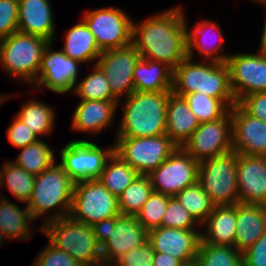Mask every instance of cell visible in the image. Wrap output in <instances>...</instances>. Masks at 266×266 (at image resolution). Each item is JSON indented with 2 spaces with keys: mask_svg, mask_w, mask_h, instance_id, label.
<instances>
[{
  "mask_svg": "<svg viewBox=\"0 0 266 266\" xmlns=\"http://www.w3.org/2000/svg\"><path fill=\"white\" fill-rule=\"evenodd\" d=\"M140 57L133 43L103 51L98 57L96 64L108 79L110 90L119 103L122 95L125 99L135 91L133 70Z\"/></svg>",
  "mask_w": 266,
  "mask_h": 266,
  "instance_id": "14",
  "label": "cell"
},
{
  "mask_svg": "<svg viewBox=\"0 0 266 266\" xmlns=\"http://www.w3.org/2000/svg\"><path fill=\"white\" fill-rule=\"evenodd\" d=\"M230 112L233 150L237 154L266 156V123L247 114L237 103Z\"/></svg>",
  "mask_w": 266,
  "mask_h": 266,
  "instance_id": "19",
  "label": "cell"
},
{
  "mask_svg": "<svg viewBox=\"0 0 266 266\" xmlns=\"http://www.w3.org/2000/svg\"><path fill=\"white\" fill-rule=\"evenodd\" d=\"M170 198L168 195L153 191L136 214L138 221L143 224L147 231L161 227L162 217L166 212Z\"/></svg>",
  "mask_w": 266,
  "mask_h": 266,
  "instance_id": "39",
  "label": "cell"
},
{
  "mask_svg": "<svg viewBox=\"0 0 266 266\" xmlns=\"http://www.w3.org/2000/svg\"><path fill=\"white\" fill-rule=\"evenodd\" d=\"M49 43L40 36L17 31L0 40V64L10 77L21 78V83L33 86Z\"/></svg>",
  "mask_w": 266,
  "mask_h": 266,
  "instance_id": "6",
  "label": "cell"
},
{
  "mask_svg": "<svg viewBox=\"0 0 266 266\" xmlns=\"http://www.w3.org/2000/svg\"><path fill=\"white\" fill-rule=\"evenodd\" d=\"M20 149L13 162L30 174L37 176L55 163V151L42 139Z\"/></svg>",
  "mask_w": 266,
  "mask_h": 266,
  "instance_id": "32",
  "label": "cell"
},
{
  "mask_svg": "<svg viewBox=\"0 0 266 266\" xmlns=\"http://www.w3.org/2000/svg\"><path fill=\"white\" fill-rule=\"evenodd\" d=\"M154 250L149 241L129 250L117 259L111 266H153Z\"/></svg>",
  "mask_w": 266,
  "mask_h": 266,
  "instance_id": "43",
  "label": "cell"
},
{
  "mask_svg": "<svg viewBox=\"0 0 266 266\" xmlns=\"http://www.w3.org/2000/svg\"><path fill=\"white\" fill-rule=\"evenodd\" d=\"M243 266H266V232L242 253Z\"/></svg>",
  "mask_w": 266,
  "mask_h": 266,
  "instance_id": "46",
  "label": "cell"
},
{
  "mask_svg": "<svg viewBox=\"0 0 266 266\" xmlns=\"http://www.w3.org/2000/svg\"><path fill=\"white\" fill-rule=\"evenodd\" d=\"M198 182L215 206L239 203L237 153L232 150L199 162Z\"/></svg>",
  "mask_w": 266,
  "mask_h": 266,
  "instance_id": "7",
  "label": "cell"
},
{
  "mask_svg": "<svg viewBox=\"0 0 266 266\" xmlns=\"http://www.w3.org/2000/svg\"><path fill=\"white\" fill-rule=\"evenodd\" d=\"M182 148L198 162L232 151L230 110L220 119L199 124Z\"/></svg>",
  "mask_w": 266,
  "mask_h": 266,
  "instance_id": "13",
  "label": "cell"
},
{
  "mask_svg": "<svg viewBox=\"0 0 266 266\" xmlns=\"http://www.w3.org/2000/svg\"><path fill=\"white\" fill-rule=\"evenodd\" d=\"M175 198L200 225L208 218L215 207L198 181L185 187Z\"/></svg>",
  "mask_w": 266,
  "mask_h": 266,
  "instance_id": "36",
  "label": "cell"
},
{
  "mask_svg": "<svg viewBox=\"0 0 266 266\" xmlns=\"http://www.w3.org/2000/svg\"><path fill=\"white\" fill-rule=\"evenodd\" d=\"M56 113L53 108L41 100L27 101L16 114V117L40 139L52 133L55 126ZM41 136V137H40Z\"/></svg>",
  "mask_w": 266,
  "mask_h": 266,
  "instance_id": "30",
  "label": "cell"
},
{
  "mask_svg": "<svg viewBox=\"0 0 266 266\" xmlns=\"http://www.w3.org/2000/svg\"><path fill=\"white\" fill-rule=\"evenodd\" d=\"M60 162L64 171L75 182L98 179L108 159L114 153L112 146L102 148L86 139H76L60 150Z\"/></svg>",
  "mask_w": 266,
  "mask_h": 266,
  "instance_id": "10",
  "label": "cell"
},
{
  "mask_svg": "<svg viewBox=\"0 0 266 266\" xmlns=\"http://www.w3.org/2000/svg\"><path fill=\"white\" fill-rule=\"evenodd\" d=\"M198 166V161L182 147H177L148 177L155 192L175 197L185 187L198 181Z\"/></svg>",
  "mask_w": 266,
  "mask_h": 266,
  "instance_id": "12",
  "label": "cell"
},
{
  "mask_svg": "<svg viewBox=\"0 0 266 266\" xmlns=\"http://www.w3.org/2000/svg\"><path fill=\"white\" fill-rule=\"evenodd\" d=\"M137 92L172 91L173 69L167 64L140 57L133 70Z\"/></svg>",
  "mask_w": 266,
  "mask_h": 266,
  "instance_id": "27",
  "label": "cell"
},
{
  "mask_svg": "<svg viewBox=\"0 0 266 266\" xmlns=\"http://www.w3.org/2000/svg\"><path fill=\"white\" fill-rule=\"evenodd\" d=\"M172 92L181 97L196 92L204 93L221 100L229 109L237 103L225 62H193L186 57L173 70Z\"/></svg>",
  "mask_w": 266,
  "mask_h": 266,
  "instance_id": "2",
  "label": "cell"
},
{
  "mask_svg": "<svg viewBox=\"0 0 266 266\" xmlns=\"http://www.w3.org/2000/svg\"><path fill=\"white\" fill-rule=\"evenodd\" d=\"M6 134L11 146L17 147L18 149L26 147L39 139L27 125L16 116L11 125H9Z\"/></svg>",
  "mask_w": 266,
  "mask_h": 266,
  "instance_id": "44",
  "label": "cell"
},
{
  "mask_svg": "<svg viewBox=\"0 0 266 266\" xmlns=\"http://www.w3.org/2000/svg\"><path fill=\"white\" fill-rule=\"evenodd\" d=\"M252 1H254V3H260V4H264V5H266V0H252Z\"/></svg>",
  "mask_w": 266,
  "mask_h": 266,
  "instance_id": "52",
  "label": "cell"
},
{
  "mask_svg": "<svg viewBox=\"0 0 266 266\" xmlns=\"http://www.w3.org/2000/svg\"><path fill=\"white\" fill-rule=\"evenodd\" d=\"M199 266H243L242 253L235 247L200 242L196 256Z\"/></svg>",
  "mask_w": 266,
  "mask_h": 266,
  "instance_id": "37",
  "label": "cell"
},
{
  "mask_svg": "<svg viewBox=\"0 0 266 266\" xmlns=\"http://www.w3.org/2000/svg\"><path fill=\"white\" fill-rule=\"evenodd\" d=\"M147 241L148 231L136 216L111 217L109 238L101 246L103 263L111 266L129 250L137 248Z\"/></svg>",
  "mask_w": 266,
  "mask_h": 266,
  "instance_id": "17",
  "label": "cell"
},
{
  "mask_svg": "<svg viewBox=\"0 0 266 266\" xmlns=\"http://www.w3.org/2000/svg\"><path fill=\"white\" fill-rule=\"evenodd\" d=\"M167 134L154 137H116L114 153L134 168L139 175L148 176L176 149Z\"/></svg>",
  "mask_w": 266,
  "mask_h": 266,
  "instance_id": "8",
  "label": "cell"
},
{
  "mask_svg": "<svg viewBox=\"0 0 266 266\" xmlns=\"http://www.w3.org/2000/svg\"><path fill=\"white\" fill-rule=\"evenodd\" d=\"M32 266H82L64 250L50 242L37 254Z\"/></svg>",
  "mask_w": 266,
  "mask_h": 266,
  "instance_id": "41",
  "label": "cell"
},
{
  "mask_svg": "<svg viewBox=\"0 0 266 266\" xmlns=\"http://www.w3.org/2000/svg\"><path fill=\"white\" fill-rule=\"evenodd\" d=\"M11 97V94H10V96H9V94L8 95H6V94H0V105L1 104H3V102L4 101H6L7 99H9Z\"/></svg>",
  "mask_w": 266,
  "mask_h": 266,
  "instance_id": "50",
  "label": "cell"
},
{
  "mask_svg": "<svg viewBox=\"0 0 266 266\" xmlns=\"http://www.w3.org/2000/svg\"><path fill=\"white\" fill-rule=\"evenodd\" d=\"M184 264L172 255L163 253H154L153 266H183Z\"/></svg>",
  "mask_w": 266,
  "mask_h": 266,
  "instance_id": "48",
  "label": "cell"
},
{
  "mask_svg": "<svg viewBox=\"0 0 266 266\" xmlns=\"http://www.w3.org/2000/svg\"><path fill=\"white\" fill-rule=\"evenodd\" d=\"M161 226L175 229H198V227H201L175 197H171L168 201Z\"/></svg>",
  "mask_w": 266,
  "mask_h": 266,
  "instance_id": "40",
  "label": "cell"
},
{
  "mask_svg": "<svg viewBox=\"0 0 266 266\" xmlns=\"http://www.w3.org/2000/svg\"><path fill=\"white\" fill-rule=\"evenodd\" d=\"M18 31V0H0V40Z\"/></svg>",
  "mask_w": 266,
  "mask_h": 266,
  "instance_id": "42",
  "label": "cell"
},
{
  "mask_svg": "<svg viewBox=\"0 0 266 266\" xmlns=\"http://www.w3.org/2000/svg\"><path fill=\"white\" fill-rule=\"evenodd\" d=\"M52 42L46 47L43 55L38 79L34 84L54 93H71L78 81L79 61L65 55L61 50H53Z\"/></svg>",
  "mask_w": 266,
  "mask_h": 266,
  "instance_id": "16",
  "label": "cell"
},
{
  "mask_svg": "<svg viewBox=\"0 0 266 266\" xmlns=\"http://www.w3.org/2000/svg\"><path fill=\"white\" fill-rule=\"evenodd\" d=\"M2 168L0 166V186H7L16 200L27 204L32 195L36 176L11 161H6Z\"/></svg>",
  "mask_w": 266,
  "mask_h": 266,
  "instance_id": "33",
  "label": "cell"
},
{
  "mask_svg": "<svg viewBox=\"0 0 266 266\" xmlns=\"http://www.w3.org/2000/svg\"><path fill=\"white\" fill-rule=\"evenodd\" d=\"M239 203L266 206V156L237 154Z\"/></svg>",
  "mask_w": 266,
  "mask_h": 266,
  "instance_id": "20",
  "label": "cell"
},
{
  "mask_svg": "<svg viewBox=\"0 0 266 266\" xmlns=\"http://www.w3.org/2000/svg\"><path fill=\"white\" fill-rule=\"evenodd\" d=\"M75 182L59 163H54L36 176L27 208L34 220L47 222L67 217L72 207ZM51 214L48 216L47 212ZM47 215L46 217L44 215Z\"/></svg>",
  "mask_w": 266,
  "mask_h": 266,
  "instance_id": "4",
  "label": "cell"
},
{
  "mask_svg": "<svg viewBox=\"0 0 266 266\" xmlns=\"http://www.w3.org/2000/svg\"><path fill=\"white\" fill-rule=\"evenodd\" d=\"M199 229H175L158 227L148 231V241L154 252L170 254L183 264L196 260L201 242Z\"/></svg>",
  "mask_w": 266,
  "mask_h": 266,
  "instance_id": "18",
  "label": "cell"
},
{
  "mask_svg": "<svg viewBox=\"0 0 266 266\" xmlns=\"http://www.w3.org/2000/svg\"><path fill=\"white\" fill-rule=\"evenodd\" d=\"M83 15L101 52L132 43L133 20L121 8L103 7Z\"/></svg>",
  "mask_w": 266,
  "mask_h": 266,
  "instance_id": "11",
  "label": "cell"
},
{
  "mask_svg": "<svg viewBox=\"0 0 266 266\" xmlns=\"http://www.w3.org/2000/svg\"><path fill=\"white\" fill-rule=\"evenodd\" d=\"M119 215L118 197L111 194L98 179L75 183L69 214L73 220L92 226Z\"/></svg>",
  "mask_w": 266,
  "mask_h": 266,
  "instance_id": "9",
  "label": "cell"
},
{
  "mask_svg": "<svg viewBox=\"0 0 266 266\" xmlns=\"http://www.w3.org/2000/svg\"><path fill=\"white\" fill-rule=\"evenodd\" d=\"M183 97L200 124L220 119L230 110L221 100L204 93L196 92Z\"/></svg>",
  "mask_w": 266,
  "mask_h": 266,
  "instance_id": "38",
  "label": "cell"
},
{
  "mask_svg": "<svg viewBox=\"0 0 266 266\" xmlns=\"http://www.w3.org/2000/svg\"><path fill=\"white\" fill-rule=\"evenodd\" d=\"M183 266H199V265L197 264L196 261H194V262L189 263V264H184Z\"/></svg>",
  "mask_w": 266,
  "mask_h": 266,
  "instance_id": "53",
  "label": "cell"
},
{
  "mask_svg": "<svg viewBox=\"0 0 266 266\" xmlns=\"http://www.w3.org/2000/svg\"><path fill=\"white\" fill-rule=\"evenodd\" d=\"M201 241L212 245L234 247L236 233V204L215 206L208 218L201 224Z\"/></svg>",
  "mask_w": 266,
  "mask_h": 266,
  "instance_id": "26",
  "label": "cell"
},
{
  "mask_svg": "<svg viewBox=\"0 0 266 266\" xmlns=\"http://www.w3.org/2000/svg\"><path fill=\"white\" fill-rule=\"evenodd\" d=\"M181 5L133 22L132 43L142 58L167 64L173 70L187 57L186 18Z\"/></svg>",
  "mask_w": 266,
  "mask_h": 266,
  "instance_id": "1",
  "label": "cell"
},
{
  "mask_svg": "<svg viewBox=\"0 0 266 266\" xmlns=\"http://www.w3.org/2000/svg\"><path fill=\"white\" fill-rule=\"evenodd\" d=\"M54 20L50 0H18V32L54 43Z\"/></svg>",
  "mask_w": 266,
  "mask_h": 266,
  "instance_id": "22",
  "label": "cell"
},
{
  "mask_svg": "<svg viewBox=\"0 0 266 266\" xmlns=\"http://www.w3.org/2000/svg\"><path fill=\"white\" fill-rule=\"evenodd\" d=\"M65 37V44L61 49L65 55L82 64L94 60L97 62L102 52L94 34L82 19L67 31Z\"/></svg>",
  "mask_w": 266,
  "mask_h": 266,
  "instance_id": "28",
  "label": "cell"
},
{
  "mask_svg": "<svg viewBox=\"0 0 266 266\" xmlns=\"http://www.w3.org/2000/svg\"><path fill=\"white\" fill-rule=\"evenodd\" d=\"M225 63L236 102L248 95L266 92V58L257 51L230 54Z\"/></svg>",
  "mask_w": 266,
  "mask_h": 266,
  "instance_id": "15",
  "label": "cell"
},
{
  "mask_svg": "<svg viewBox=\"0 0 266 266\" xmlns=\"http://www.w3.org/2000/svg\"><path fill=\"white\" fill-rule=\"evenodd\" d=\"M93 266H110V265H105L104 263H100V264L93 265Z\"/></svg>",
  "mask_w": 266,
  "mask_h": 266,
  "instance_id": "54",
  "label": "cell"
},
{
  "mask_svg": "<svg viewBox=\"0 0 266 266\" xmlns=\"http://www.w3.org/2000/svg\"><path fill=\"white\" fill-rule=\"evenodd\" d=\"M16 203L17 201L12 203L3 194L0 195V230L8 239L29 240L32 233L29 222L35 220L27 206L21 209Z\"/></svg>",
  "mask_w": 266,
  "mask_h": 266,
  "instance_id": "29",
  "label": "cell"
},
{
  "mask_svg": "<svg viewBox=\"0 0 266 266\" xmlns=\"http://www.w3.org/2000/svg\"><path fill=\"white\" fill-rule=\"evenodd\" d=\"M80 100L73 113L72 131L88 132L93 136L112 125L119 101Z\"/></svg>",
  "mask_w": 266,
  "mask_h": 266,
  "instance_id": "23",
  "label": "cell"
},
{
  "mask_svg": "<svg viewBox=\"0 0 266 266\" xmlns=\"http://www.w3.org/2000/svg\"><path fill=\"white\" fill-rule=\"evenodd\" d=\"M266 232V206L236 203L234 247L243 253Z\"/></svg>",
  "mask_w": 266,
  "mask_h": 266,
  "instance_id": "24",
  "label": "cell"
},
{
  "mask_svg": "<svg viewBox=\"0 0 266 266\" xmlns=\"http://www.w3.org/2000/svg\"><path fill=\"white\" fill-rule=\"evenodd\" d=\"M40 230L52 245L64 250L80 265L93 266L103 263L101 246L91 225L67 216L43 224Z\"/></svg>",
  "mask_w": 266,
  "mask_h": 266,
  "instance_id": "5",
  "label": "cell"
},
{
  "mask_svg": "<svg viewBox=\"0 0 266 266\" xmlns=\"http://www.w3.org/2000/svg\"><path fill=\"white\" fill-rule=\"evenodd\" d=\"M93 71L77 81L73 92L82 100L118 101L112 94L108 79L101 68L94 63Z\"/></svg>",
  "mask_w": 266,
  "mask_h": 266,
  "instance_id": "34",
  "label": "cell"
},
{
  "mask_svg": "<svg viewBox=\"0 0 266 266\" xmlns=\"http://www.w3.org/2000/svg\"><path fill=\"white\" fill-rule=\"evenodd\" d=\"M237 104L249 115L266 123V92L241 98Z\"/></svg>",
  "mask_w": 266,
  "mask_h": 266,
  "instance_id": "45",
  "label": "cell"
},
{
  "mask_svg": "<svg viewBox=\"0 0 266 266\" xmlns=\"http://www.w3.org/2000/svg\"><path fill=\"white\" fill-rule=\"evenodd\" d=\"M260 40L261 41H260L259 49L257 50V52L266 58V17H265V22H264L263 31H262Z\"/></svg>",
  "mask_w": 266,
  "mask_h": 266,
  "instance_id": "49",
  "label": "cell"
},
{
  "mask_svg": "<svg viewBox=\"0 0 266 266\" xmlns=\"http://www.w3.org/2000/svg\"><path fill=\"white\" fill-rule=\"evenodd\" d=\"M139 176L138 172L115 153L108 159L98 181L117 197Z\"/></svg>",
  "mask_w": 266,
  "mask_h": 266,
  "instance_id": "31",
  "label": "cell"
},
{
  "mask_svg": "<svg viewBox=\"0 0 266 266\" xmlns=\"http://www.w3.org/2000/svg\"><path fill=\"white\" fill-rule=\"evenodd\" d=\"M187 57L193 59L195 50H198L204 58L202 61L226 62L230 54L223 53L222 44L224 37L221 27L216 22L205 20L194 25L193 30H189L187 25Z\"/></svg>",
  "mask_w": 266,
  "mask_h": 266,
  "instance_id": "21",
  "label": "cell"
},
{
  "mask_svg": "<svg viewBox=\"0 0 266 266\" xmlns=\"http://www.w3.org/2000/svg\"><path fill=\"white\" fill-rule=\"evenodd\" d=\"M199 124L185 98L172 92L166 108V134L169 138L182 147Z\"/></svg>",
  "mask_w": 266,
  "mask_h": 266,
  "instance_id": "25",
  "label": "cell"
},
{
  "mask_svg": "<svg viewBox=\"0 0 266 266\" xmlns=\"http://www.w3.org/2000/svg\"><path fill=\"white\" fill-rule=\"evenodd\" d=\"M7 239L8 237H6L3 232L0 230V245L4 244V239Z\"/></svg>",
  "mask_w": 266,
  "mask_h": 266,
  "instance_id": "51",
  "label": "cell"
},
{
  "mask_svg": "<svg viewBox=\"0 0 266 266\" xmlns=\"http://www.w3.org/2000/svg\"><path fill=\"white\" fill-rule=\"evenodd\" d=\"M153 191L149 177L139 175L118 196L120 214L136 216Z\"/></svg>",
  "mask_w": 266,
  "mask_h": 266,
  "instance_id": "35",
  "label": "cell"
},
{
  "mask_svg": "<svg viewBox=\"0 0 266 266\" xmlns=\"http://www.w3.org/2000/svg\"><path fill=\"white\" fill-rule=\"evenodd\" d=\"M92 228L99 245L102 246L109 238L110 218L94 223Z\"/></svg>",
  "mask_w": 266,
  "mask_h": 266,
  "instance_id": "47",
  "label": "cell"
},
{
  "mask_svg": "<svg viewBox=\"0 0 266 266\" xmlns=\"http://www.w3.org/2000/svg\"><path fill=\"white\" fill-rule=\"evenodd\" d=\"M172 91L137 92L125 98L116 137L166 134V108Z\"/></svg>",
  "mask_w": 266,
  "mask_h": 266,
  "instance_id": "3",
  "label": "cell"
}]
</instances>
